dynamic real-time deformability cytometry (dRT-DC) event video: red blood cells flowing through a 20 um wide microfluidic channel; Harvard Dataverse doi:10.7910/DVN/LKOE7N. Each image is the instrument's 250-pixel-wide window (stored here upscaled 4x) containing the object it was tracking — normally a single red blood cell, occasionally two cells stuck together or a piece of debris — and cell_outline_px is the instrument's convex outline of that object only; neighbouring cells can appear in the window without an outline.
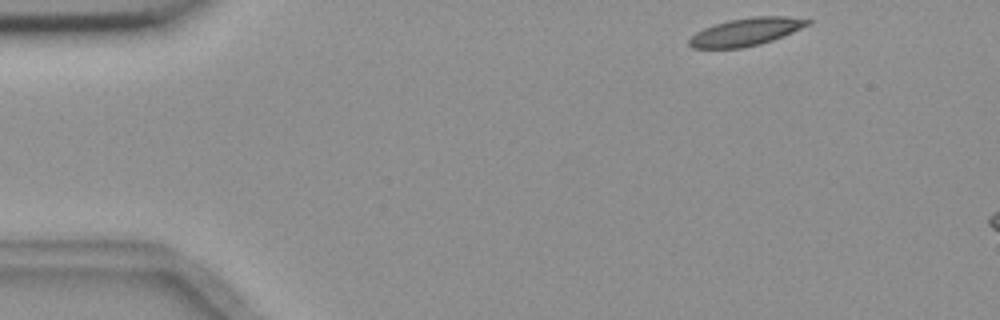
{"species": "common noctule bat (a hibernating species)", "species_latin": "Nyctalus noctula", "temperature_condition": "room temperature", "stored_images_in_passage": 4, "camera_frame_rate_fps": 3000, "um_per_image_px": 0.085, "animal": {"sex": "female", "body_mass_g": 18.4}, "frame": {"image": 1, "passage_image": 1, "time_ms": 0.0, "image_size_px": [1000, 320], "cell_outline_px": [[812, 24], [772, 40], [760, 44], [744, 48], [692, 48], [688, 44], [688, 40], [696, 32], [704, 28], [728, 20], [752, 16], [788, 16], [812, 20]], "centroid_in_image_um": [63.43, 2.7], "position_along_channel_um": 21.6, "area_um2": 19.19}}